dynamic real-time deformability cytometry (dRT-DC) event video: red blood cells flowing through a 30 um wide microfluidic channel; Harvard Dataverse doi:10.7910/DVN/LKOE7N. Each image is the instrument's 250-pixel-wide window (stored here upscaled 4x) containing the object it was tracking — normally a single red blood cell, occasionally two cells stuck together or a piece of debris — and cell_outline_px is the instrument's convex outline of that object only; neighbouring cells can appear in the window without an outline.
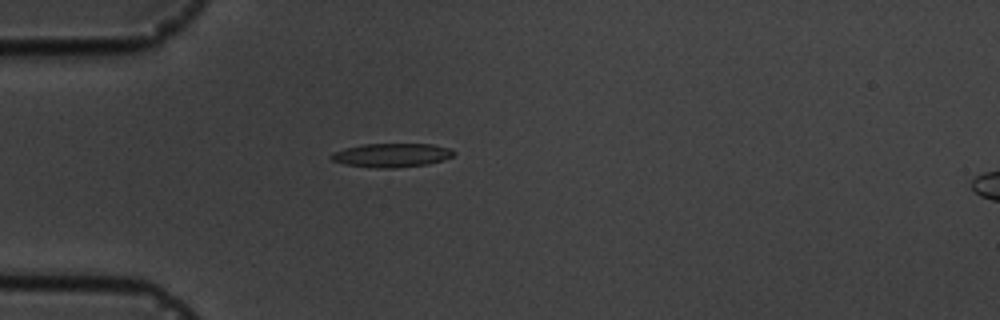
{"species": "common noctule bat (a hibernating species)", "species_latin": "Nyctalus noctula", "temperature_condition": "cold", "stored_images_in_passage": 5, "camera_frame_rate_fps": 3000, "um_per_image_px": 0.085, "animal": {"sex": "male", "body_mass_g": 19.5, "forearm_length_mm": 54.6}, "frame": {"image": 1, "passage_image": 5, "time_ms": 4.667, "image_size_px": [1000, 320], "cell_outline_px": [[456, 152], [452, 156], [444, 160], [428, 164], [392, 168], [376, 168], [344, 164], [332, 160], [328, 156], [332, 152], [344, 148], [364, 144], [432, 144], [448, 148]], "centroid_in_image_um": [33.26, 13.19], "position_along_channel_um": 51.7, "area_um2": 17.05}}